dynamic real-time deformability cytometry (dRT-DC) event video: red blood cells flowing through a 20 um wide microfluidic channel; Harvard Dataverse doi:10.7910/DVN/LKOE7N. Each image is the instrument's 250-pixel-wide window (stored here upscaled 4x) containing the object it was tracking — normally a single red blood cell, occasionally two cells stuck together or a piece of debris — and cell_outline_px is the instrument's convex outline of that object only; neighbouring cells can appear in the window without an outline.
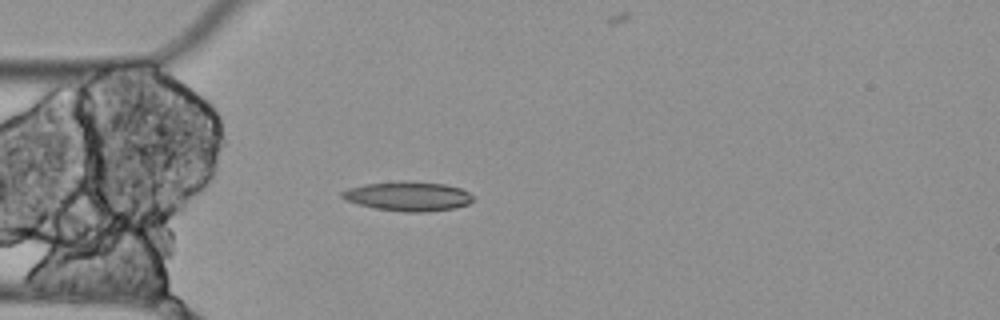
{"species": "Egyptian fruit bat (a non-hibernating species)", "species_latin": "Rousettus aegyptiacus", "temperature_condition": "cold", "stored_images_in_passage": 3, "camera_frame_rate_fps": 3000, "um_per_image_px": 0.085, "animal": {"sex": "female"}, "frame": {"image": 1, "passage_image": 3, "time_ms": 0.667, "image_size_px": [1000, 320], "cell_outline_px": [[476, 200], [468, 204], [452, 208], [428, 212], [404, 212], [376, 208], [344, 200], [340, 196], [340, 192], [348, 188], [364, 184], [444, 184], [460, 188], [476, 196]], "centroid_in_image_um": [34.72, 16.73], "position_along_channel_um": 50.3, "area_um2": 21.5}}